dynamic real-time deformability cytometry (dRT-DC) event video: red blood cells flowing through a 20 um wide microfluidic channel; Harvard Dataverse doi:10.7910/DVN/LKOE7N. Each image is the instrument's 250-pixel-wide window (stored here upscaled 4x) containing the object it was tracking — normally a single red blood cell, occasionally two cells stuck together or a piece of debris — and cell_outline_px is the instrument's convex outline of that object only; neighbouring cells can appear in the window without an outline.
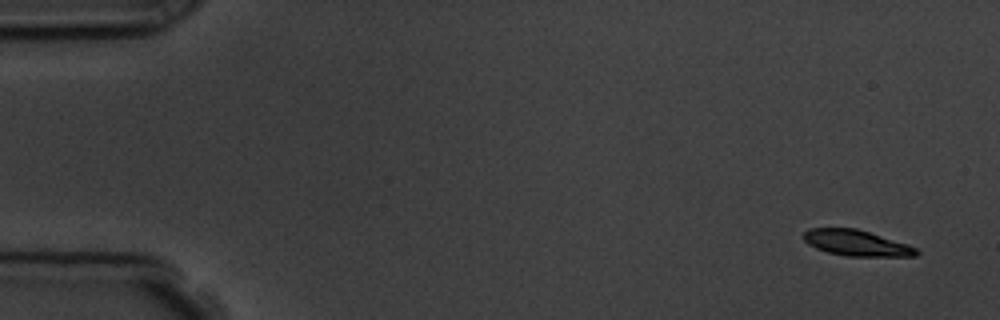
{"species": "common noctule bat (a hibernating species)", "species_latin": "Nyctalus noctula", "temperature_condition": "room temperature", "stored_images_in_passage": 6, "camera_frame_rate_fps": 3000, "um_per_image_px": 0.085, "animal": {"sex": "male", "body_mass_g": 19.5, "forearm_length_mm": 54.6}, "frame": {"image": 1, "passage_image": 1, "time_ms": 0.0, "image_size_px": [1000, 320], "cell_outline_px": [[920, 252], [916, 256], [848, 256], [828, 252], [816, 248], [808, 244], [804, 240], [804, 232], [808, 228], [856, 228], [908, 244], [916, 248]], "centroid_in_image_um": [72.8, 20.65], "position_along_channel_um": 12.2, "area_um2": 16.88}}
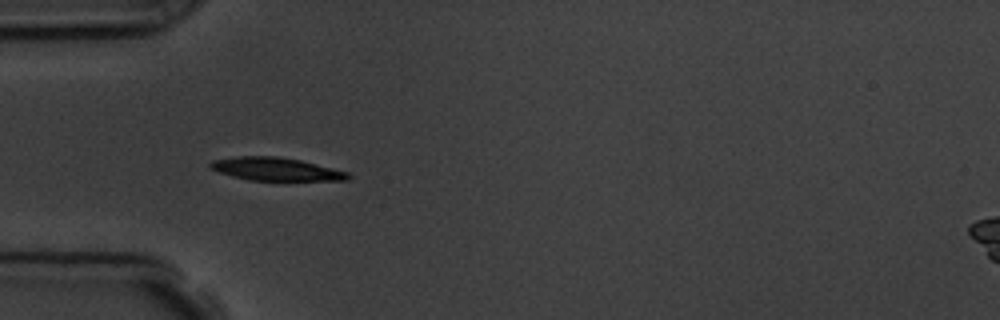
{"frame": {"image": 2, "passage_image": 5, "time_ms": 4.667, "image_size_px": [1000, 320], "cell_outline_px": [[352, 176], [348, 180], [248, 180], [232, 176], [208, 168], [208, 164], [212, 160], [236, 156], [276, 156], [300, 160], [348, 172]], "centroid_in_image_um": [23.41, 14.37], "position_along_channel_um": 61.6, "area_um2": 18.44}}